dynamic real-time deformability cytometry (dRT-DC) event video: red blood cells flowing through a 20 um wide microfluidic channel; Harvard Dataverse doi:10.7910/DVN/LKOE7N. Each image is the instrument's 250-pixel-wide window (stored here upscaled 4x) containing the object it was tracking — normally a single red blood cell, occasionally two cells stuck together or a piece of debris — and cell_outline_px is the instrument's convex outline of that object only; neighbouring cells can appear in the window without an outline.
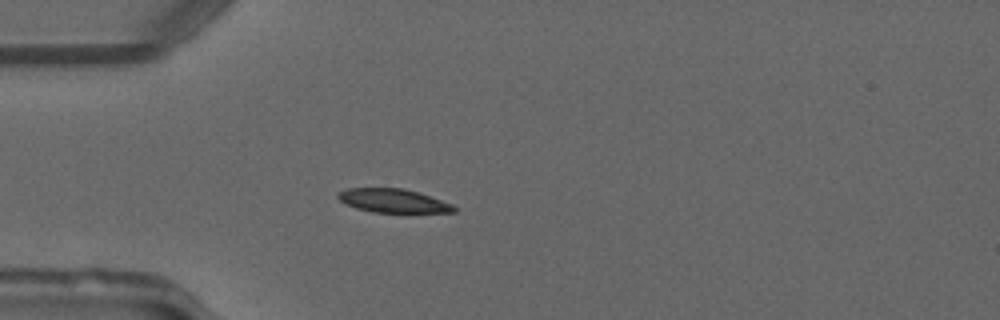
{"species": "common noctule bat (a hibernating species)", "species_latin": "Nyctalus noctula", "temperature_condition": "warm", "stored_images_in_passage": 42, "camera_frame_rate_fps": 3000, "um_per_image_px": 0.085, "animal": {"sex": "male", "forearm_length_mm": 52.5}, "frame": {"image": 1, "passage_image": 6, "time_ms": 1.667, "image_size_px": [1000, 320], "cell_outline_px": [[456, 212], [408, 216], [372, 212], [356, 208], [344, 204], [336, 196], [340, 192], [348, 188], [404, 188], [452, 204], [456, 208]], "centroid_in_image_um": [33.49, 17.14], "position_along_channel_um": 51.5, "area_um2": 16.99}}
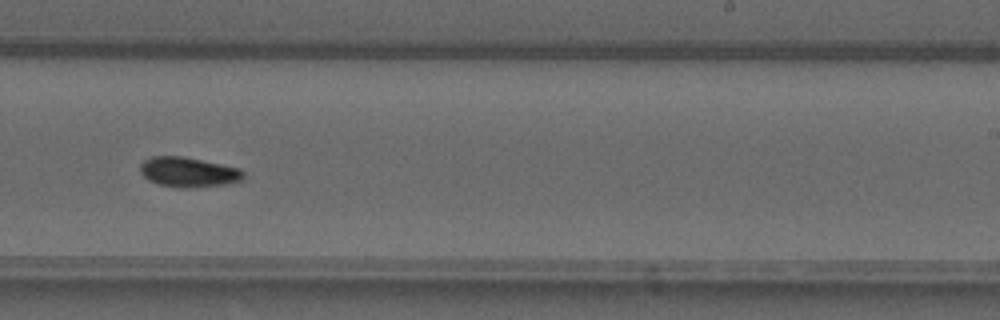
{"frame": {"image": 2, "passage_image": 23, "time_ms": 7.333, "image_size_px": [1000, 320], "cell_outline_px": [[244, 180], [228, 184], [188, 188], [180, 188], [160, 184], [148, 180], [140, 172], [140, 164], [144, 160], [152, 156], [184, 156], [240, 168], [244, 172]], "centroid_in_image_um": [16.04, 14.63], "position_along_channel_um": 273.0, "area_um2": 18.15}}
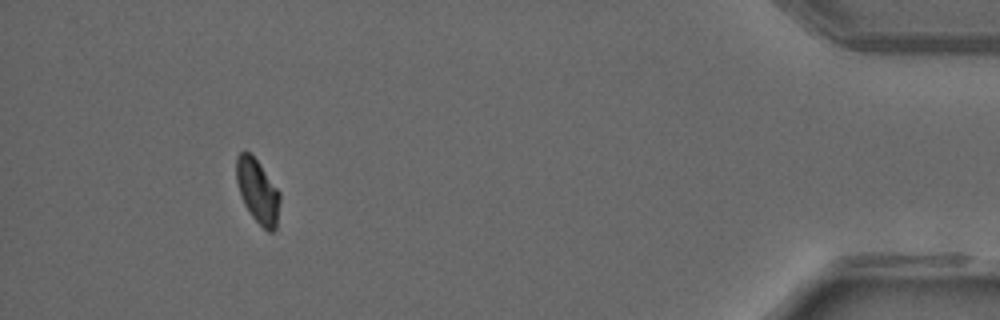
{"frame": {"image": 3, "passage_image": 38, "time_ms": 12.333, "image_size_px": [1000, 320], "cell_outline_px": [[280, 200], [276, 228], [272, 232], [268, 232], [252, 216], [244, 204], [240, 196], [236, 180], [236, 156], [240, 152], [248, 152], [256, 160], [280, 192]], "centroid_in_image_um": [21.89, 16.26], "position_along_channel_um": 413.3, "area_um2": 16.01}, "authors_computed_cell_mechanics": {"area_um2": 16.9643, "velocity_mm_per_s": 4.1026, "shape_relaxation_time_tau1_ms": 7.4997, "shape_relaxation_time_tau2_ms": null, "deformation_change_tau1": 0.1919, "deformation_change_tau2": null}}